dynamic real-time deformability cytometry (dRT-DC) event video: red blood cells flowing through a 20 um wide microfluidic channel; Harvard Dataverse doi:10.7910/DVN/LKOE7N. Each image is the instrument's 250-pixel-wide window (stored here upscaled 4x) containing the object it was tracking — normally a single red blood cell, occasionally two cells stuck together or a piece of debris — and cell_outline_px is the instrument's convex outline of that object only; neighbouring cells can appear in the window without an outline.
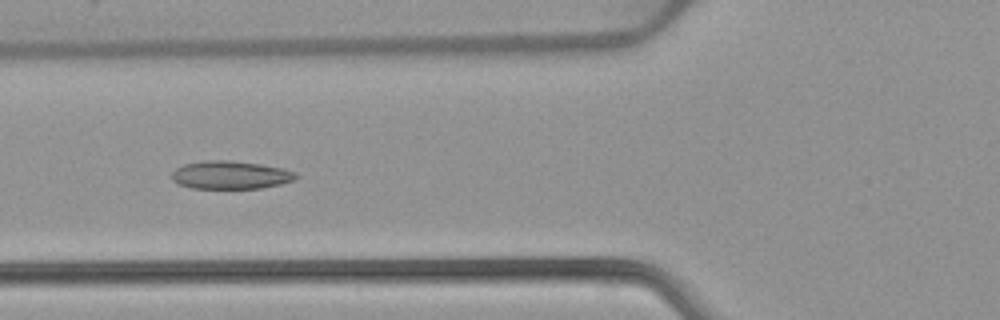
{"species": "common noctule bat (a hibernating species)", "species_latin": "Nyctalus noctula", "temperature_condition": "warm", "stored_images_in_passage": 39, "camera_frame_rate_fps": 3000, "um_per_image_px": 0.085, "animal": {"sex": "female", "body_mass_g": 22.7, "forearm_length_mm": 54.2}, "frame": {"image": 1, "passage_image": 7, "time_ms": 2.0, "image_size_px": [1000, 320], "cell_outline_px": [[300, 176], [296, 180], [280, 184], [260, 188], [192, 188], [176, 184], [172, 180], [172, 172], [176, 168], [184, 164], [204, 160], [228, 160], [260, 164], [284, 168], [296, 172]], "centroid_in_image_um": [19.61, 14.87], "position_along_channel_um": 106.2, "area_um2": 20.52}}
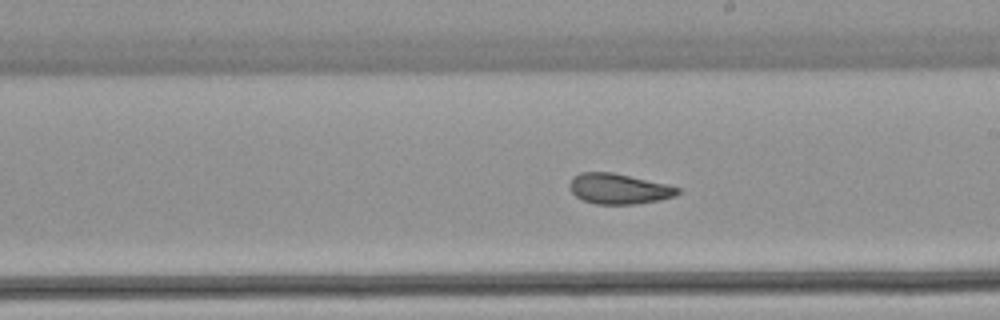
{"frame": {"image": 2, "passage_image": 17, "time_ms": 5.333, "image_size_px": [1000, 320], "cell_outline_px": [[680, 192], [676, 196], [660, 200], [636, 204], [596, 204], [584, 200], [576, 196], [572, 192], [568, 184], [572, 176], [580, 172], [612, 172], [668, 184], [680, 188]], "centroid_in_image_um": [52.6, 16.04], "position_along_channel_um": 236.4, "area_um2": 19.31}}
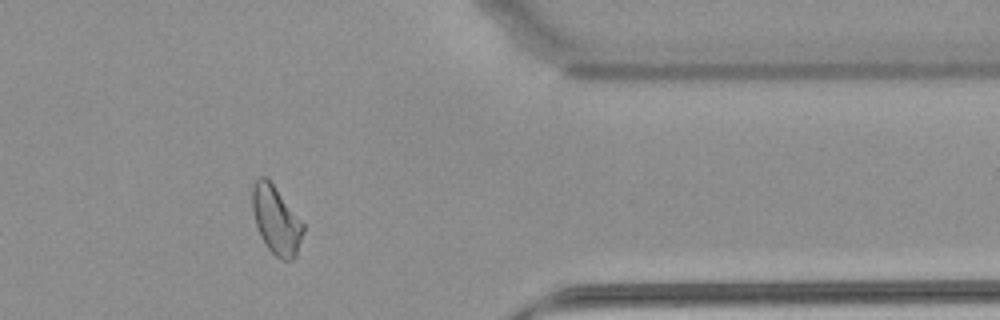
{"frame": {"image": 3, "passage_image": 30, "time_ms": 9.667, "image_size_px": [1000, 320], "cell_outline_px": [[304, 232], [296, 256], [292, 260], [280, 260], [268, 248], [260, 236], [256, 224], [252, 208], [252, 188], [256, 180], [260, 176], [264, 176], [272, 184], [304, 224]], "centroid_in_image_um": [23.47, 18.75], "position_along_channel_um": 387.9, "area_um2": 19.88}, "authors_computed_cell_mechanics": {"area_um2": 20.3456, "velocity_mm_per_s": 3.9089, "shape_relaxation_time_tau1_ms": null, "shape_relaxation_time_tau2_ms": 2.7899, "deformation_change_tau1": null, "deformation_change_tau2": 0.0863}}